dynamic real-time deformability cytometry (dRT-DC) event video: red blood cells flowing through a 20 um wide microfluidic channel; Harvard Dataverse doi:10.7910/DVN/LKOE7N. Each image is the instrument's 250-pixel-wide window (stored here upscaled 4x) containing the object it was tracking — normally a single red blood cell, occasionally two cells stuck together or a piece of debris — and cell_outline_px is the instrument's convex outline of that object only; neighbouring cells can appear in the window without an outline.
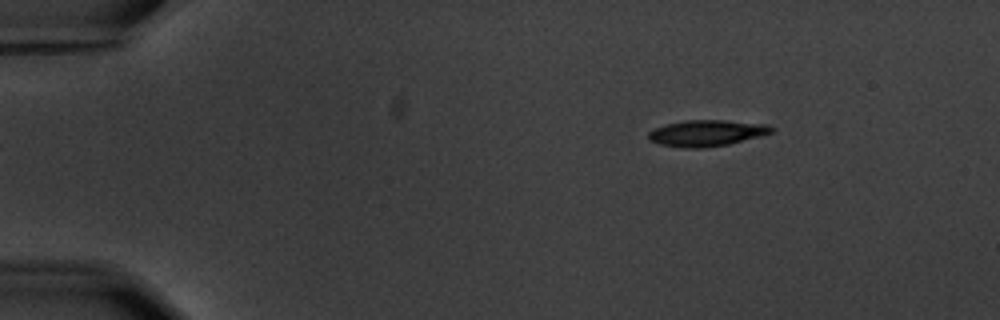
{"species": "common noctule bat (a hibernating species)", "species_latin": "Nyctalus noctula", "temperature_condition": "warm", "stored_images_in_passage": 11, "camera_frame_rate_fps": 3000, "um_per_image_px": 0.085, "animal": {"sex": "male", "body_mass_g": 20.1, "forearm_length_mm": 53.5}, "frame": {"image": 1, "passage_image": 2, "time_ms": 2.0, "image_size_px": [1000, 320], "cell_outline_px": [[776, 128], [772, 132], [760, 136], [728, 144], [704, 148], [684, 148], [660, 144], [648, 140], [648, 132], [656, 128], [668, 124], [684, 120], [724, 120], [768, 124]], "centroid_in_image_um": [60.08, 11.31], "position_along_channel_um": 24.9, "area_um2": 18.79}}
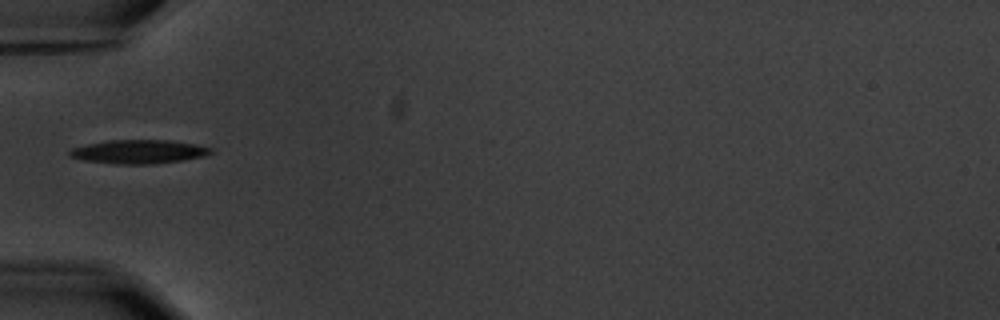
{"frame": {"image": 2, "passage_image": 5, "time_ms": 5.667, "image_size_px": [1000, 320], "cell_outline_px": [[212, 152], [204, 156], [180, 160], [148, 164], [116, 164], [84, 160], [68, 156], [68, 152], [72, 148], [88, 144], [108, 140], [168, 140], [196, 144], [212, 148]], "centroid_in_image_um": [11.76, 12.89], "position_along_channel_um": 73.2, "area_um2": 19.36}}
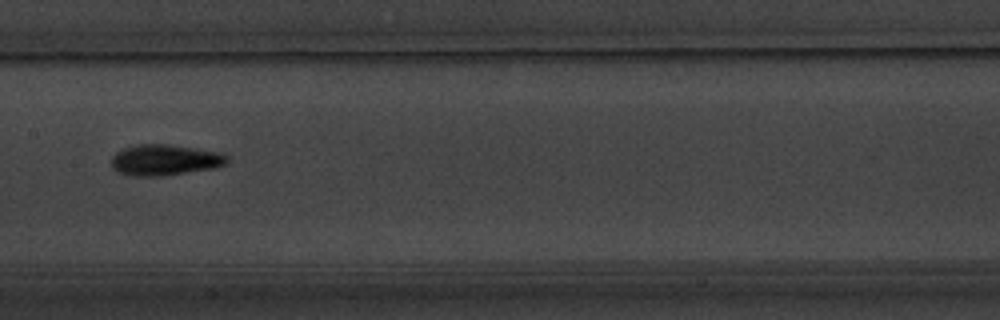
{"frame": {"image": 3, "passage_image": 8, "time_ms": 9.0, "image_size_px": [1000, 320], "cell_outline_px": [[228, 164], [216, 168], [164, 176], [128, 176], [116, 172], [112, 168], [112, 156], [116, 152], [124, 148], [136, 144], [168, 144], [224, 152], [228, 156]], "centroid_in_image_um": [14.04, 13.6], "position_along_channel_um": 193.4, "area_um2": 21.39}}